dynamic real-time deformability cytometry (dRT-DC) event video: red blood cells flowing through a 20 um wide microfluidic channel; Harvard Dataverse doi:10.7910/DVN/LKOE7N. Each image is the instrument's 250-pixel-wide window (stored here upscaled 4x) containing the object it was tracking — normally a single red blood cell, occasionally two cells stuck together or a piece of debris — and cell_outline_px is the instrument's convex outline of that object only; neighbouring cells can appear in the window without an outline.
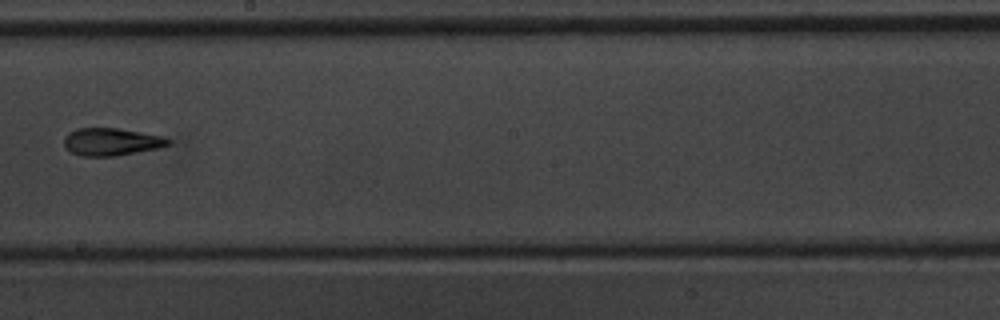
{"species": "common noctule bat (a hibernating species)", "species_latin": "Nyctalus noctula", "temperature_condition": "warm", "stored_images_in_passage": 10, "camera_frame_rate_fps": 3000, "um_per_image_px": 0.085, "animal": {"sex": "male", "body_mass_g": 20.1, "forearm_length_mm": 53.5}, "frame": {"image": 1, "passage_image": 10, "time_ms": 11.333, "image_size_px": [1000, 320], "cell_outline_px": [[172, 144], [156, 148], [116, 156], [80, 156], [72, 152], [64, 144], [64, 136], [68, 132], [76, 128], [120, 128], [164, 136], [172, 140]], "centroid_in_image_um": [9.48, 12.04], "position_along_channel_um": 238.7, "area_um2": 16.82}}